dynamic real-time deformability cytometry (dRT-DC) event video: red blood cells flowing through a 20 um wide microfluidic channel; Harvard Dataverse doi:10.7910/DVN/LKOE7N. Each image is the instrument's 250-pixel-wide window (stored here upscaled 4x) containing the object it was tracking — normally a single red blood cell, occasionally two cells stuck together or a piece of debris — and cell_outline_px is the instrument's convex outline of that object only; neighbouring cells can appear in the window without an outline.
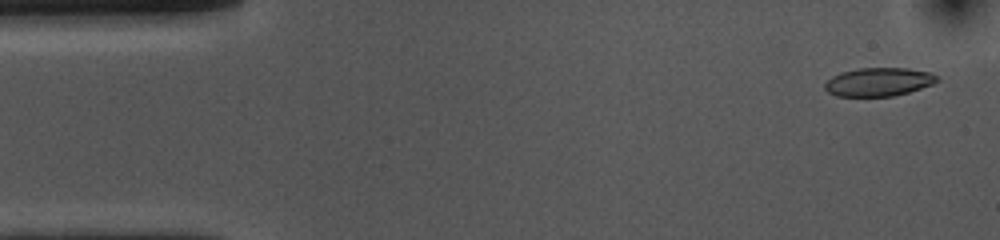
{"species": "common noctule bat (a hibernating species)", "species_latin": "Nyctalus noctula", "temperature_condition": "cold", "stored_images_in_passage": 53, "camera_frame_rate_fps": 3000, "um_per_image_px": 0.085, "animal": {"sex": "female", "body_mass_g": 10.0, "forearm_length_mm": 53.1}, "frame": {"image": 1, "passage_image": 2, "time_ms": 0.333, "image_size_px": [1000, 240], "cell_outline_px": [[940, 80], [932, 84], [908, 92], [892, 96], [836, 96], [828, 92], [824, 88], [824, 84], [832, 76], [840, 72], [860, 68], [908, 68], [932, 72]], "centroid_in_image_um": [74.68, 6.95], "position_along_channel_um": 10.3, "area_um2": 18.61}}
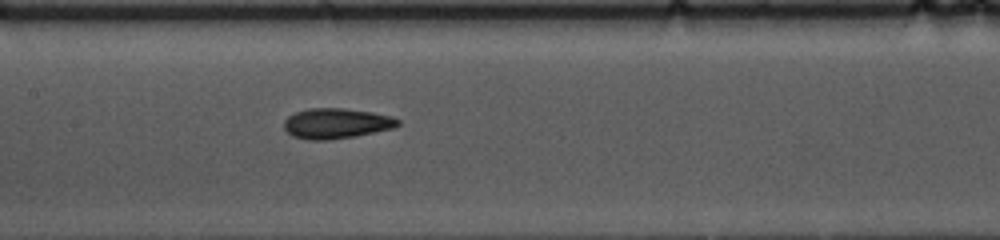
{"frame": {"image": 2, "passage_image": 24, "time_ms": 7.667, "image_size_px": [1000, 240], "cell_outline_px": [[400, 124], [392, 128], [356, 136], [328, 140], [308, 140], [292, 136], [284, 128], [284, 120], [288, 116], [296, 112], [308, 108], [344, 108], [372, 112], [392, 116], [400, 120]], "centroid_in_image_um": [28.58, 10.49], "position_along_channel_um": 178.8, "area_um2": 20.17}}
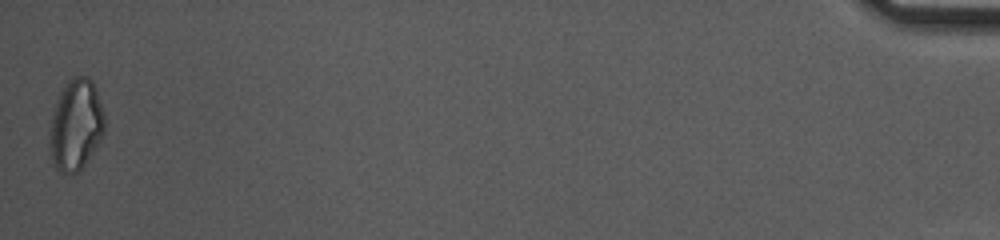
{"frame": {"image": 3, "passage_image": 53, "time_ms": 17.333, "image_size_px": [1000, 240], "cell_outline_px": [[104, 132], [80, 172], [60, 172], [52, 164], [48, 152], [48, 140], [52, 116], [60, 92], [68, 80], [72, 76], [88, 76], [92, 80], [104, 112]], "centroid_in_image_um": [6.42, 10.63], "position_along_channel_um": 428.8, "area_um2": 29.19}, "authors_computed_cell_mechanics": {"area_um2": 19.7098, "velocity_mm_per_s": 3.6345, "shape_relaxation_time_tau1_ms": 6.183, "shape_relaxation_time_tau2_ms": 3.3356, "deformation_change_tau1": 0.1302, "deformation_change_tau2": 0.0965}}